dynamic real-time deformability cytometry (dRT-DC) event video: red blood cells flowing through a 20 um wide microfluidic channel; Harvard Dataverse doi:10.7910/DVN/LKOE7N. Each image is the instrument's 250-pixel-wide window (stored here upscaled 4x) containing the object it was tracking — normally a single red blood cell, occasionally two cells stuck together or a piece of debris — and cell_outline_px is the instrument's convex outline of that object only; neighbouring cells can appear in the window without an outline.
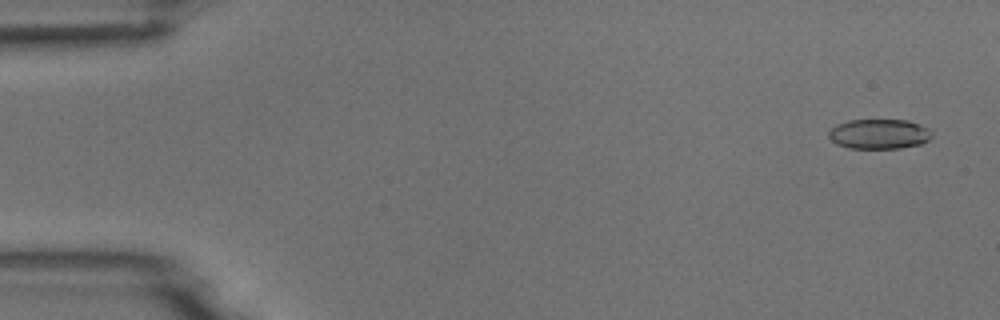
{"species": "common noctule bat (a hibernating species)", "species_latin": "Nyctalus noctula", "temperature_condition": "room temperature", "stored_images_in_passage": 53, "camera_frame_rate_fps": 3000, "um_per_image_px": 0.085, "animal": {"sex": "male", "body_mass_g": 18.8}, "frame": {"image": 1, "passage_image": 3, "time_ms": 0.667, "image_size_px": [1000, 320], "cell_outline_px": [[932, 136], [928, 140], [920, 144], [900, 148], [848, 148], [836, 144], [828, 136], [828, 132], [836, 124], [848, 120], [908, 120], [920, 124], [928, 128], [932, 132]], "centroid_in_image_um": [74.72, 11.38], "position_along_channel_um": 10.3, "area_um2": 18.03}}
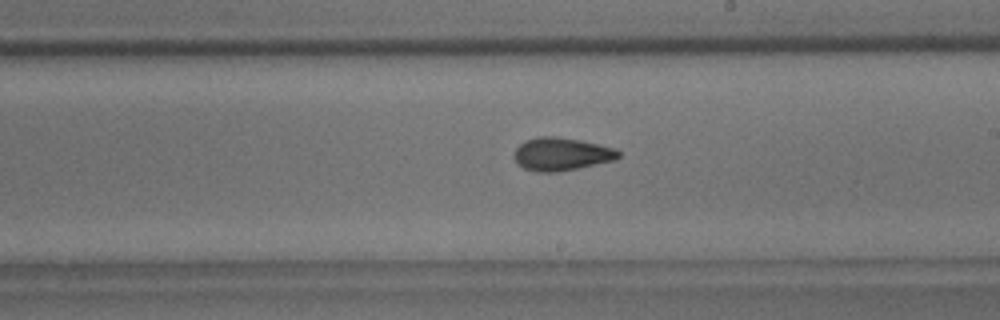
{"frame": {"image": 2, "passage_image": 31, "time_ms": 10.0, "image_size_px": [1000, 320], "cell_outline_px": [[620, 156], [616, 160], [560, 172], [536, 172], [524, 168], [516, 164], [512, 156], [516, 148], [524, 140], [536, 136], [556, 136], [580, 140], [616, 148], [620, 152]], "centroid_in_image_um": [47.69, 13.1], "position_along_channel_um": 241.3, "area_um2": 20.46}}
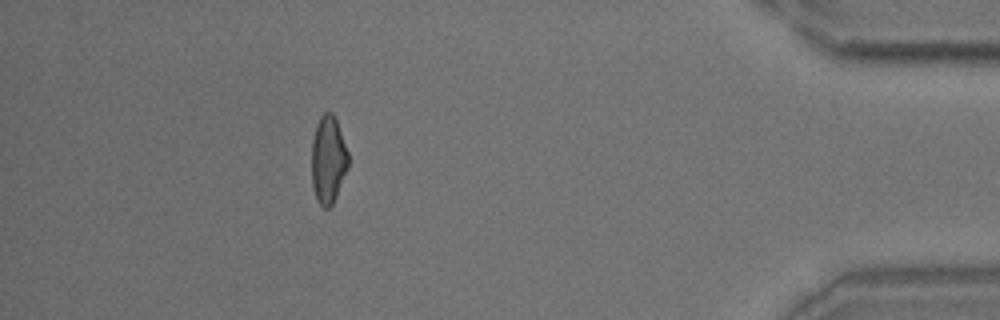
{"frame": {"image": 3, "passage_image": 48, "time_ms": 15.667, "image_size_px": [1000, 320], "cell_outline_px": [[348, 168], [336, 196], [332, 204], [328, 208], [324, 208], [316, 200], [312, 184], [312, 140], [316, 124], [320, 116], [324, 112], [332, 112], [336, 120], [348, 152]], "centroid_in_image_um": [27.89, 13.57], "position_along_channel_um": 407.3, "area_um2": 18.67}}